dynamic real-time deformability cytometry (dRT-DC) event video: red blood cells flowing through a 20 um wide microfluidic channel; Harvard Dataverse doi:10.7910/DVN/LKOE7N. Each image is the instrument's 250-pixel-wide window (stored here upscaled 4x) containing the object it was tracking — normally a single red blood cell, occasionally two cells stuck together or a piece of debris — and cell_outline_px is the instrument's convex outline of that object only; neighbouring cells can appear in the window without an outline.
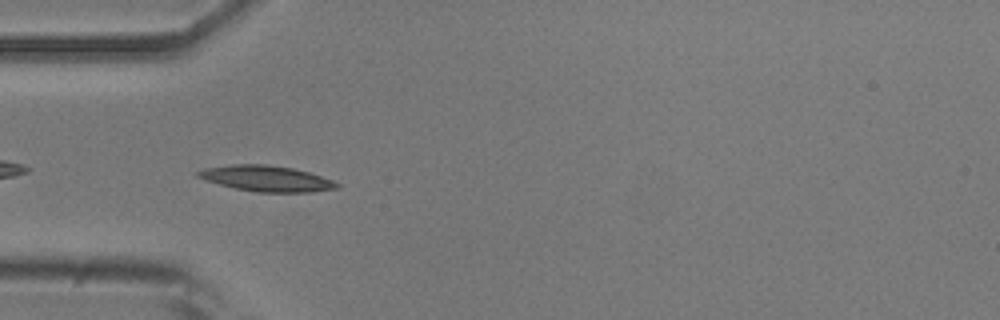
{"species": "common noctule bat (a hibernating species)", "species_latin": "Nyctalus noctula", "temperature_condition": "room temperature", "stored_images_in_passage": 33, "camera_frame_rate_fps": 3000, "um_per_image_px": 0.085, "animal": {"sex": "male", "body_mass_g": 20.5, "forearm_length_mm": 52.5}, "frame": {"image": 1, "passage_image": 4, "time_ms": 1.0, "image_size_px": [1000, 320], "cell_outline_px": [[340, 188], [312, 192], [256, 192], [236, 188], [204, 180], [196, 176], [196, 172], [204, 168], [232, 164], [264, 164], [292, 168], [308, 172], [332, 180], [340, 184]], "centroid_in_image_um": [22.64, 15.17], "position_along_channel_um": 62.4, "area_um2": 20.81}}
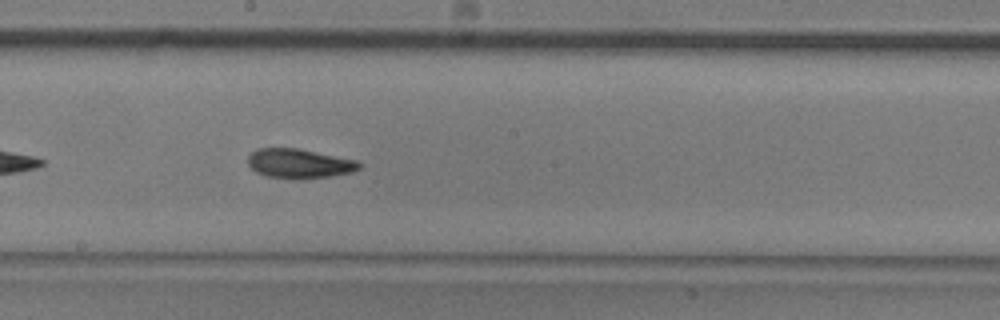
{"frame": {"image": 2, "passage_image": 17, "time_ms": 5.333, "image_size_px": [1000, 320], "cell_outline_px": [[364, 164], [360, 168], [352, 172], [332, 176], [304, 180], [292, 180], [268, 176], [256, 172], [248, 164], [248, 156], [256, 148], [296, 148], [356, 160]], "centroid_in_image_um": [25.45, 13.92], "position_along_channel_um": 222.8, "area_um2": 19.36}}
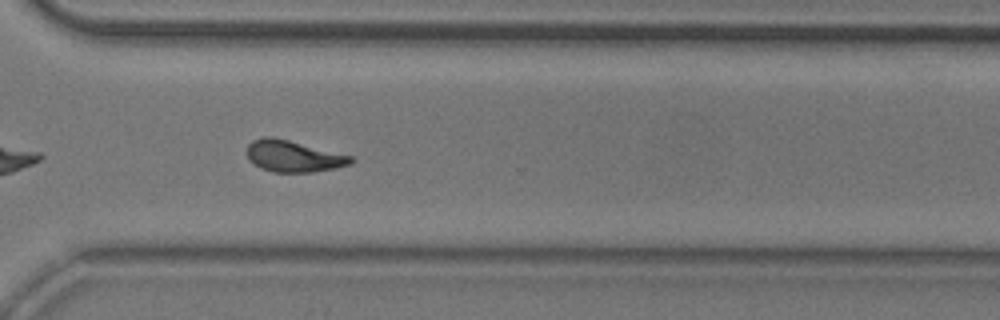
{"frame": {"image": 3, "passage_image": 27, "time_ms": 8.667, "image_size_px": [1000, 320], "cell_outline_px": [[356, 160], [352, 164], [336, 168], [312, 172], [272, 172], [260, 168], [248, 156], [248, 144], [252, 140], [264, 136], [272, 136], [352, 156]], "centroid_in_image_um": [24.97, 13.28], "position_along_channel_um": 345.6, "area_um2": 18.96}, "authors_computed_cell_mechanics": {"area_um2": 18.9584, "velocity_mm_per_s": 3.6984, "shape_relaxation_time_tau1_ms": 4.5232, "shape_relaxation_time_tau2_ms": 7.2967, "deformation_change_tau1": 0.1616, "deformation_change_tau2": 0.1512}}